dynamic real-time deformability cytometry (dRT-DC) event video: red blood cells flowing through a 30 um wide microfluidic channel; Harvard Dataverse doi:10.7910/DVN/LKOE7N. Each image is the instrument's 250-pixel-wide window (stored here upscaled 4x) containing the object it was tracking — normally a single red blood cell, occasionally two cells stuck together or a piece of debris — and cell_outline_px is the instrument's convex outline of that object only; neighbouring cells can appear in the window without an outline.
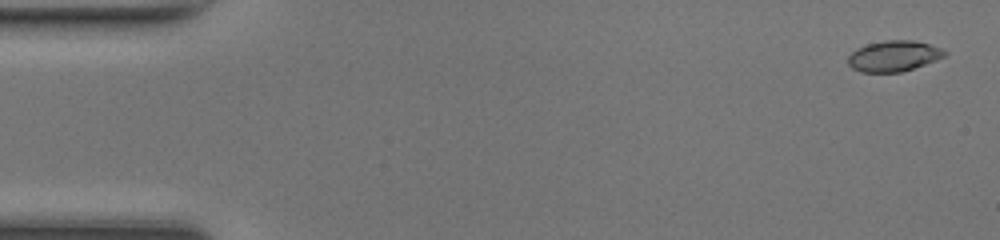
{"species": "common noctule bat (a hibernating species)", "species_latin": "Nyctalus noctula", "temperature_condition": "room temperature", "stored_images_in_passage": 48, "camera_frame_rate_fps": 3000, "um_per_image_px": 0.085, "animal": {"sex": "female", "body_mass_g": 17.0, "forearm_length_mm": 48.0}, "frame": {"image": 1, "passage_image": 2, "time_ms": 0.333, "image_size_px": [1000, 240], "cell_outline_px": [[948, 52], [944, 56], [936, 60], [900, 72], [860, 72], [852, 68], [848, 64], [848, 56], [856, 48], [868, 44], [884, 40], [912, 40], [928, 44], [940, 48]], "centroid_in_image_um": [75.93, 4.76], "position_along_channel_um": 9.1, "area_um2": 17.17}}
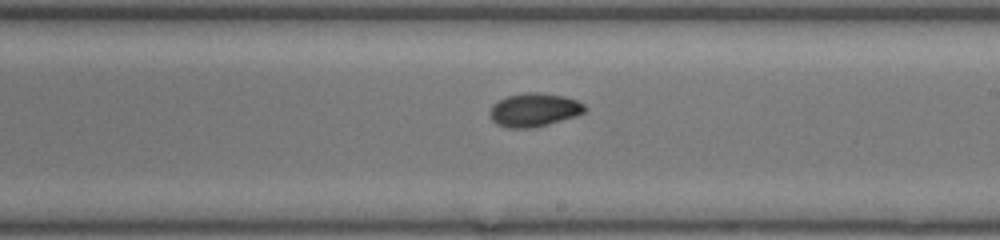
{"frame": {"image": 2, "passage_image": 28, "time_ms": 9.0, "image_size_px": [1000, 240], "cell_outline_px": [[588, 108], [584, 112], [576, 116], [548, 124], [532, 128], [508, 128], [496, 124], [492, 120], [488, 112], [492, 104], [508, 96], [528, 92], [540, 92], [564, 96], [576, 100], [584, 104]], "centroid_in_image_um": [45.39, 9.34], "position_along_channel_um": 243.6, "area_um2": 18.61}}
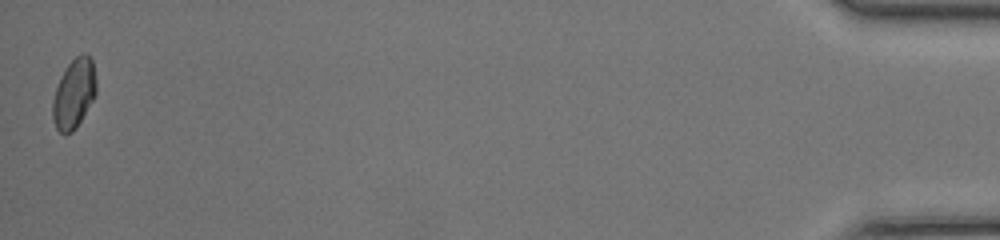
{"frame": {"image": 3, "passage_image": 48, "time_ms": 15.667, "image_size_px": [1000, 240], "cell_outline_px": [[96, 92], [92, 100], [76, 128], [72, 132], [64, 136], [56, 128], [52, 116], [52, 100], [56, 88], [68, 64], [76, 56], [84, 52], [92, 60], [96, 80]], "centroid_in_image_um": [6.28, 7.98], "position_along_channel_um": 428.9, "area_um2": 17.46}, "authors_computed_cell_mechanics": {"area_um2": 17.6868, "velocity_mm_per_s": 4.3283, "shape_relaxation_time_tau1_ms": 5.0341, "shape_relaxation_time_tau2_ms": 1.61, "deformation_change_tau1": 0.1424, "deformation_change_tau2": 0.0361}}